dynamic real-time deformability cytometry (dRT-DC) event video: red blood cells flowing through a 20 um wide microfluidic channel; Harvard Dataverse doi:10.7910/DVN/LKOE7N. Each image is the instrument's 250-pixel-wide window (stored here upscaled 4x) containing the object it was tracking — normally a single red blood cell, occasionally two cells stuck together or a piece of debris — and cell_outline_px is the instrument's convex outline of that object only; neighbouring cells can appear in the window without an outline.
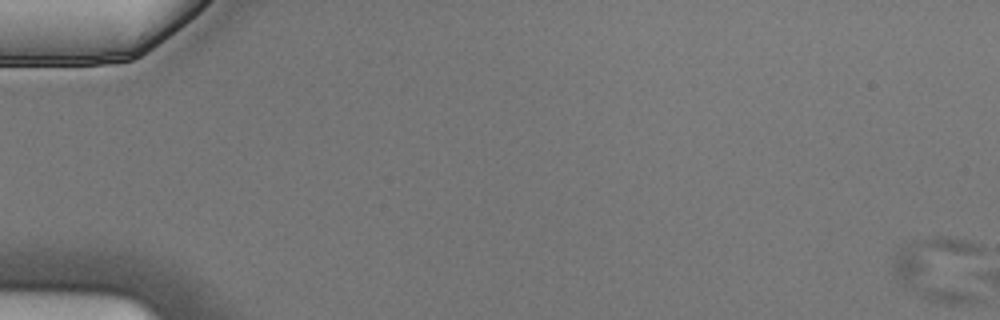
{"species": "Egyptian fruit bat (a non-hibernating species)", "species_latin": "Rousettus aegyptiacus", "temperature_condition": "cold", "stored_images_in_passage": 5, "camera_frame_rate_fps": 3000, "um_per_image_px": 0.085, "animal": {"sex": "male"}, "frame": {"image": 1, "passage_image": 1, "time_ms": 0.0, "image_size_px": [1000, 320], "cell_outline_px": [[984, 304], [944, 304], [928, 300], [904, 284], [896, 276], [892, 264], [896, 252], [908, 240], [928, 236], [948, 236], [968, 240], [980, 244], [984, 248]], "centroid_in_image_um": [80.13, 22.89], "position_along_channel_um": 4.9, "area_um2": 37.63}}